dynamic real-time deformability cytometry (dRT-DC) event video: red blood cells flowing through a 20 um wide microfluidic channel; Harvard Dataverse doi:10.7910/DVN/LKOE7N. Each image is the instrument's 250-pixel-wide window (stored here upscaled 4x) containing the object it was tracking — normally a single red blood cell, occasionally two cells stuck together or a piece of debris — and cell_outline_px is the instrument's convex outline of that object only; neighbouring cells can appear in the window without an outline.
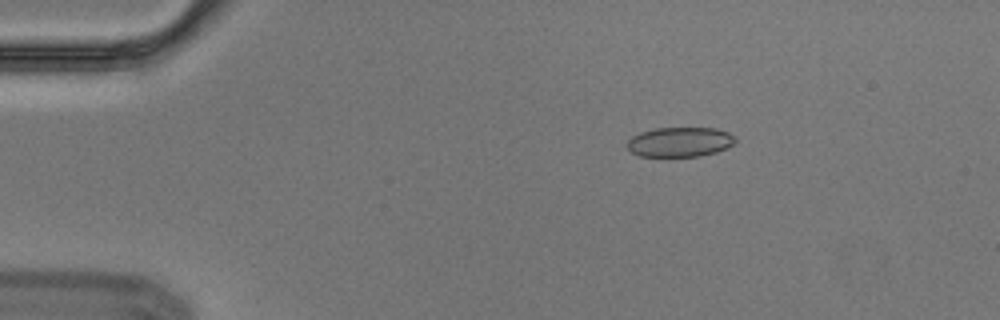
{"species": "Egyptian fruit bat (a non-hibernating species)", "species_latin": "Rousettus aegyptiacus", "temperature_condition": "cold", "stored_images_in_passage": 4, "camera_frame_rate_fps": 3000, "um_per_image_px": 0.085, "animal": {"sex": "male"}, "frame": {"image": 1, "passage_image": 1, "time_ms": 0.0, "image_size_px": [1000, 320], "cell_outline_px": [[736, 140], [728, 148], [716, 152], [700, 156], [640, 156], [632, 152], [628, 148], [628, 140], [632, 136], [640, 132], [656, 128], [716, 128], [728, 132], [736, 136]], "centroid_in_image_um": [57.82, 12.06], "position_along_channel_um": 27.2, "area_um2": 18.73}}